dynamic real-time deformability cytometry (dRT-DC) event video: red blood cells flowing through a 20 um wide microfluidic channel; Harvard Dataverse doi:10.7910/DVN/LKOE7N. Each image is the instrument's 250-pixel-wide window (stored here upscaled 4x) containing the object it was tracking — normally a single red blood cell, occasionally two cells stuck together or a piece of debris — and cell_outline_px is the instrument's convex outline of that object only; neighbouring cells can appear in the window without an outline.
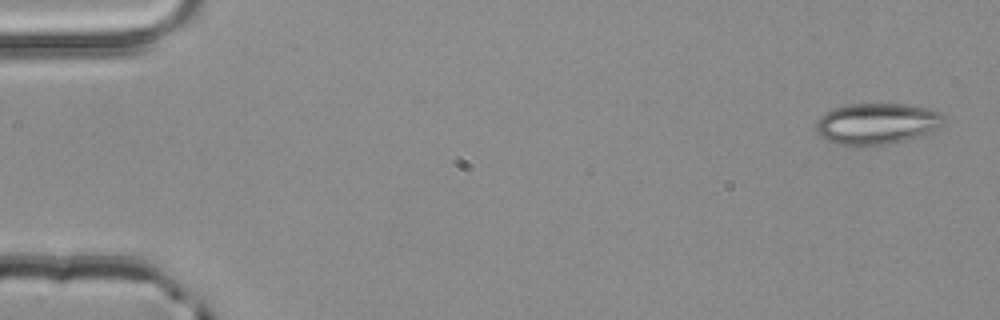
{"species": "common noctule bat (a hibernating species)", "species_latin": "Nyctalus noctula", "temperature_condition": "room temperature", "stored_images_in_passage": 4, "camera_frame_rate_fps": 3000, "um_per_image_px": 0.085, "animal": {"sex": "male", "body_mass_g": 20.4}, "frame": {"image": 1, "passage_image": 1, "time_ms": 0.0, "image_size_px": [1000, 320], "cell_outline_px": [[944, 124], [940, 128], [904, 140], [888, 144], [864, 148], [856, 148], [836, 144], [828, 140], [816, 132], [816, 120], [824, 112], [832, 108], [848, 104], [908, 104], [928, 108], [940, 112], [944, 116]], "centroid_in_image_um": [74.49, 10.53], "position_along_channel_um": 10.5, "area_um2": 31.33}}